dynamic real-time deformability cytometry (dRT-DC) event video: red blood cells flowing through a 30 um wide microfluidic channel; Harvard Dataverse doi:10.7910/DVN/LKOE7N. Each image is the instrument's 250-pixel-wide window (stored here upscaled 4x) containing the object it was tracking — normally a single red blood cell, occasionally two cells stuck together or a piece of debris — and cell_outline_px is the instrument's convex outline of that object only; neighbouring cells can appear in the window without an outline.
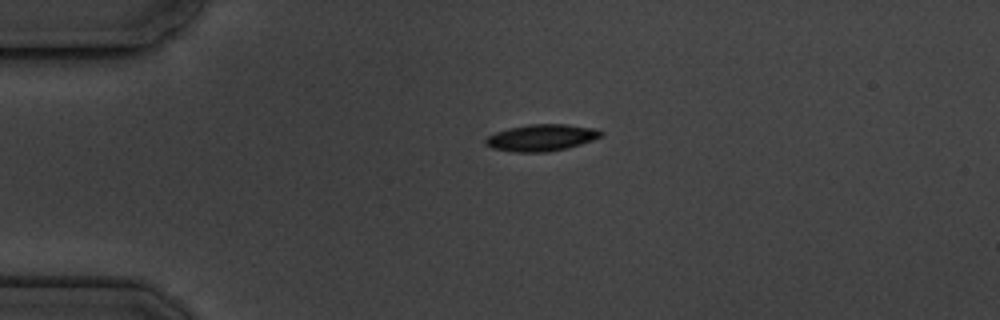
{"species": "common noctule bat (a hibernating species)", "species_latin": "Nyctalus noctula", "temperature_condition": "cold", "stored_images_in_passage": 2, "camera_frame_rate_fps": 3000, "um_per_image_px": 0.085, "animal": {"sex": "male", "body_mass_g": 19.5, "forearm_length_mm": 54.6}, "frame": {"image": 1, "passage_image": 1, "time_ms": 0.0, "image_size_px": [1000, 320], "cell_outline_px": [[604, 136], [568, 148], [548, 152], [516, 152], [492, 148], [484, 144], [484, 140], [488, 136], [496, 132], [508, 128], [528, 124], [568, 124], [596, 128], [604, 132]], "centroid_in_image_um": [46.05, 11.69], "position_along_channel_um": 39.0, "area_um2": 18.15}}